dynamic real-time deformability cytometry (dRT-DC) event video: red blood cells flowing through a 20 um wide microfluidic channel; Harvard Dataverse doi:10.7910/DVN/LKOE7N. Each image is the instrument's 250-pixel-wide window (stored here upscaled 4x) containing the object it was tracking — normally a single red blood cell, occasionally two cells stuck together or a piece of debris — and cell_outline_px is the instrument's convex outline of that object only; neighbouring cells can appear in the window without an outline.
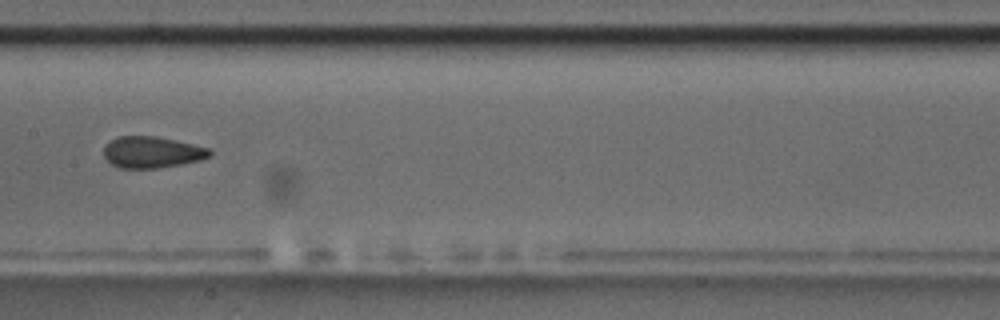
{"species": "common noctule bat (a hibernating species)", "species_latin": "Nyctalus noctula", "temperature_condition": "room temperature", "stored_images_in_passage": 9, "camera_frame_rate_fps": 3000, "um_per_image_px": 0.085, "animal": {"sex": "male", "body_mass_g": 17.5, "forearm_length_mm": 52.3}, "frame": {"image": 1, "passage_image": 7, "time_ms": 7.667, "image_size_px": [1000, 320], "cell_outline_px": [[212, 156], [200, 160], [180, 164], [156, 168], [120, 168], [112, 164], [104, 156], [104, 144], [120, 136], [156, 136], [212, 148]], "centroid_in_image_um": [12.95, 12.93], "position_along_channel_um": 194.5, "area_um2": 19.42}}
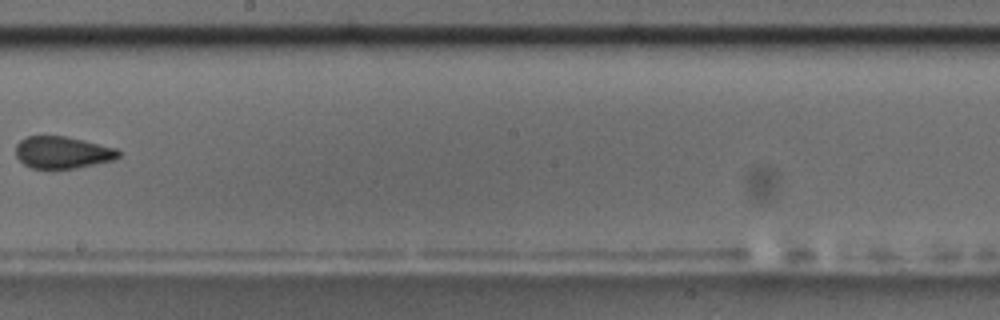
{"frame": {"image": 2, "passage_image": 8, "time_ms": 9.0, "image_size_px": [1000, 320], "cell_outline_px": [[120, 156], [112, 160], [72, 168], [32, 168], [24, 164], [16, 156], [16, 144], [20, 140], [28, 136], [64, 136], [116, 148], [120, 152]], "centroid_in_image_um": [5.28, 12.95], "position_along_channel_um": 242.9, "area_um2": 18.79}}